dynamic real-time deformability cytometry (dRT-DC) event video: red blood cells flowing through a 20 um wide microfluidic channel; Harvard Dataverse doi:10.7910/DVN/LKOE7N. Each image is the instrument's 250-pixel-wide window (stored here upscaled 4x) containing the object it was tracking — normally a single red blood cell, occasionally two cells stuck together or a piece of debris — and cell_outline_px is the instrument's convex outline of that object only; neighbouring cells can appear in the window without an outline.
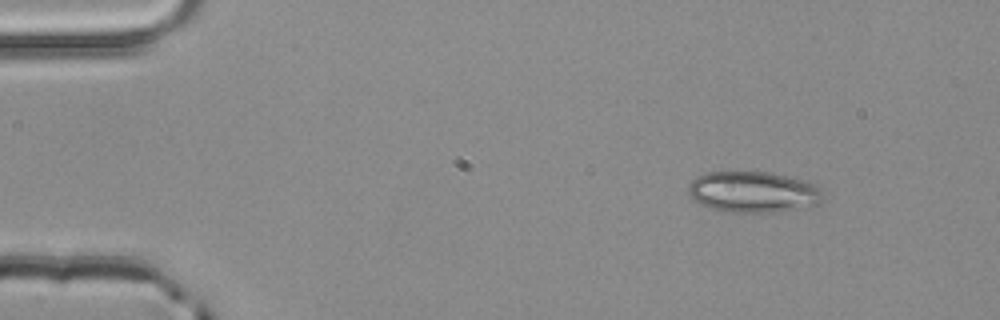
{"species": "common noctule bat (a hibernating species)", "species_latin": "Nyctalus noctula", "temperature_condition": "room temperature", "stored_images_in_passage": 3, "camera_frame_rate_fps": 3000, "um_per_image_px": 0.085, "animal": {"sex": "male", "body_mass_g": 20.4}, "frame": {"image": 1, "passage_image": 1, "time_ms": 0.0, "image_size_px": [1000, 320], "cell_outline_px": [[820, 204], [800, 208], [772, 212], [732, 212], [708, 208], [692, 200], [688, 192], [688, 184], [696, 176], [704, 172], [768, 172], [808, 180], [816, 184], [820, 188]], "centroid_in_image_um": [63.98, 16.31], "position_along_channel_um": 21.0, "area_um2": 32.43}}